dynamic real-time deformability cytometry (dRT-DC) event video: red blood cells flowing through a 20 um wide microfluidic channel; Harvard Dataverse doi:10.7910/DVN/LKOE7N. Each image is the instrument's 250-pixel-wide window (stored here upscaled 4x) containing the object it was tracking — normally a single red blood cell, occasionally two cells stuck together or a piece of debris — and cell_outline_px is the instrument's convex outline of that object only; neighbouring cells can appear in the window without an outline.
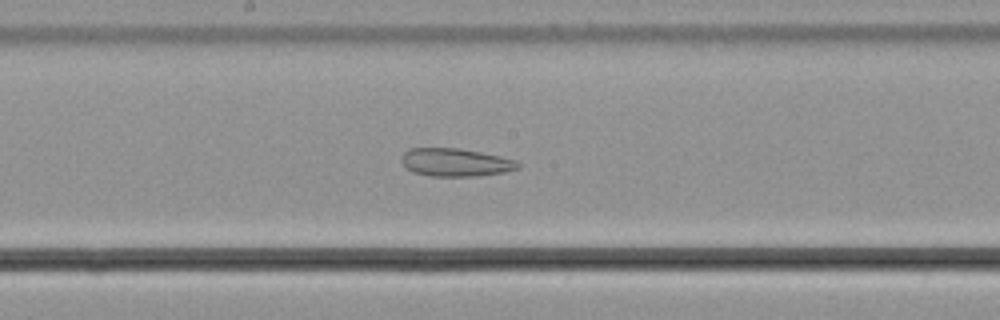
{"species": "common noctule bat (a hibernating species)", "species_latin": "Nyctalus noctula", "temperature_condition": "cold", "stored_images_in_passage": 57, "camera_frame_rate_fps": 3000, "um_per_image_px": 0.085, "animal": {"sex": "male", "body_mass_g": 21.5, "forearm_length_mm": 52.0}, "frame": {"image": 1, "passage_image": 30, "time_ms": 9.667, "image_size_px": [1000, 320], "cell_outline_px": [[520, 168], [504, 172], [480, 176], [428, 176], [412, 172], [400, 160], [404, 152], [408, 148], [456, 148], [480, 152], [500, 156], [516, 160], [520, 164]], "centroid_in_image_um": [38.72, 13.8], "position_along_channel_um": 209.5, "area_um2": 19.07}}
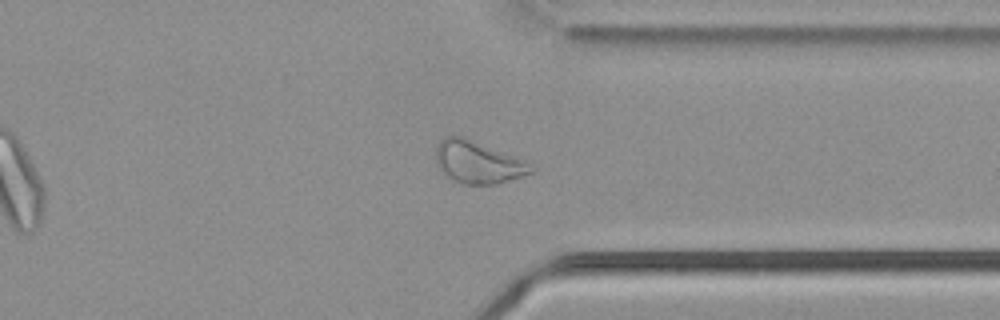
{"frame": {"image": 2, "passage_image": 43, "time_ms": 14.0, "image_size_px": [1000, 320], "cell_outline_px": [[536, 168], [532, 172], [496, 184], [464, 184], [452, 180], [444, 176], [436, 160], [436, 148], [440, 140], [448, 136], [464, 136], [520, 160]], "centroid_in_image_um": [40.54, 13.8], "position_along_channel_um": 370.9, "area_um2": 22.83}}
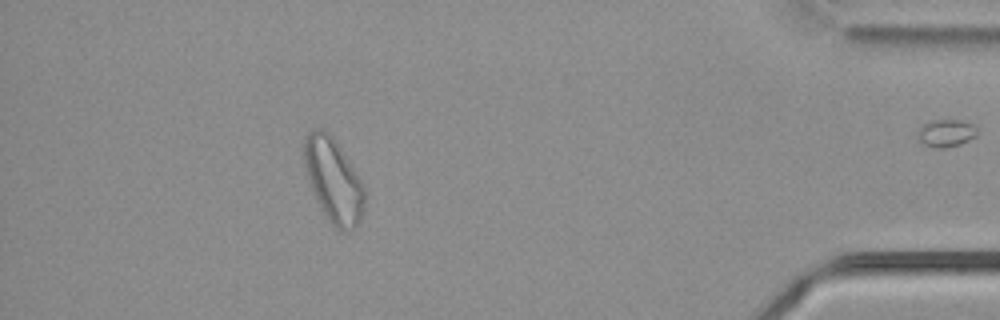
{"frame": {"image": 3, "passage_image": 50, "time_ms": 16.333, "image_size_px": [1000, 320], "cell_outline_px": [[364, 204], [356, 228], [344, 232], [340, 232], [332, 224], [320, 208], [316, 200], [304, 164], [304, 140], [308, 132], [312, 128], [320, 128], [332, 136], [336, 140], [364, 184]], "centroid_in_image_um": [28.34, 15.32], "position_along_channel_um": 406.9, "area_um2": 29.42}}